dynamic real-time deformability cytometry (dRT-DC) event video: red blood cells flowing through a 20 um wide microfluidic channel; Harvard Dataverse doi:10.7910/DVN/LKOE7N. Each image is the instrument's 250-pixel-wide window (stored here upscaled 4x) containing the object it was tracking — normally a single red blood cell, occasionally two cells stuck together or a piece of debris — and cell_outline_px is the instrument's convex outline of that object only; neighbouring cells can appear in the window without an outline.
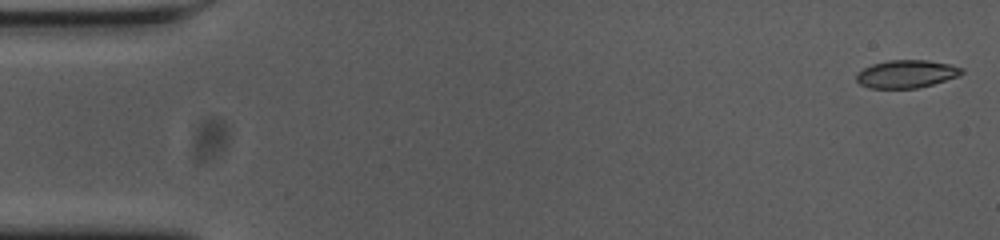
{"species": "common noctule bat (a hibernating species)", "species_latin": "Nyctalus noctula", "temperature_condition": "cold", "stored_images_in_passage": 44, "camera_frame_rate_fps": 3000, "um_per_image_px": 0.085, "animal": {"sex": "female", "body_mass_g": 23.0, "forearm_length_mm": 53.4}, "frame": {"image": 1, "passage_image": 1, "time_ms": 0.0, "image_size_px": [1000, 240], "cell_outline_px": [[964, 72], [960, 76], [932, 84], [916, 88], [868, 88], [860, 84], [856, 80], [856, 76], [864, 68], [872, 64], [888, 60], [928, 60], [948, 64], [964, 68]], "centroid_in_image_um": [77.07, 6.28], "position_along_channel_um": 7.9, "area_um2": 17.05}}